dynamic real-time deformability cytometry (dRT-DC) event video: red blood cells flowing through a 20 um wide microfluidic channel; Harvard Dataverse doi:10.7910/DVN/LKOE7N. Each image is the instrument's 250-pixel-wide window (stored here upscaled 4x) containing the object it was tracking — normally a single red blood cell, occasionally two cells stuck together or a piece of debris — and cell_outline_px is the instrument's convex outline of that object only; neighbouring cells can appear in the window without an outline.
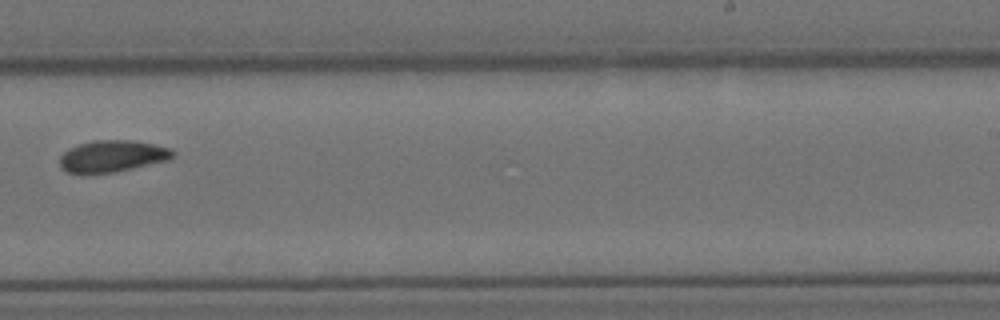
{"species": "Egyptian fruit bat (a non-hibernating species)", "species_latin": "Rousettus aegyptiacus", "temperature_condition": "cold", "stored_images_in_passage": 11, "camera_frame_rate_fps": 3000, "um_per_image_px": 0.085, "animal": {"sex": "female"}, "frame": {"image": 1, "passage_image": 11, "time_ms": 13.667, "image_size_px": [1000, 320], "cell_outline_px": [[176, 152], [168, 160], [116, 172], [84, 176], [80, 176], [68, 172], [60, 168], [60, 156], [68, 148], [92, 140], [136, 140], [172, 148]], "centroid_in_image_um": [9.51, 13.3], "position_along_channel_um": 279.5, "area_um2": 21.56}}